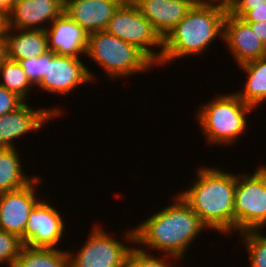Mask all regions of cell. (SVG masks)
Segmentation results:
<instances>
[{
  "mask_svg": "<svg viewBox=\"0 0 266 267\" xmlns=\"http://www.w3.org/2000/svg\"><path fill=\"white\" fill-rule=\"evenodd\" d=\"M157 255L160 254L157 253L155 256L154 253L150 254L142 251L135 245L129 253L127 267H182V265H175L177 264V261H183L180 257L167 254H161L160 256ZM172 260L175 262H172Z\"/></svg>",
  "mask_w": 266,
  "mask_h": 267,
  "instance_id": "obj_24",
  "label": "cell"
},
{
  "mask_svg": "<svg viewBox=\"0 0 266 267\" xmlns=\"http://www.w3.org/2000/svg\"><path fill=\"white\" fill-rule=\"evenodd\" d=\"M6 38L8 59L13 61L36 58L49 51L45 30L9 28Z\"/></svg>",
  "mask_w": 266,
  "mask_h": 267,
  "instance_id": "obj_18",
  "label": "cell"
},
{
  "mask_svg": "<svg viewBox=\"0 0 266 267\" xmlns=\"http://www.w3.org/2000/svg\"><path fill=\"white\" fill-rule=\"evenodd\" d=\"M8 59L7 38H0V66Z\"/></svg>",
  "mask_w": 266,
  "mask_h": 267,
  "instance_id": "obj_32",
  "label": "cell"
},
{
  "mask_svg": "<svg viewBox=\"0 0 266 267\" xmlns=\"http://www.w3.org/2000/svg\"><path fill=\"white\" fill-rule=\"evenodd\" d=\"M198 0H134L142 15L164 39Z\"/></svg>",
  "mask_w": 266,
  "mask_h": 267,
  "instance_id": "obj_16",
  "label": "cell"
},
{
  "mask_svg": "<svg viewBox=\"0 0 266 267\" xmlns=\"http://www.w3.org/2000/svg\"><path fill=\"white\" fill-rule=\"evenodd\" d=\"M227 10H252L253 7L266 6V0H223Z\"/></svg>",
  "mask_w": 266,
  "mask_h": 267,
  "instance_id": "obj_29",
  "label": "cell"
},
{
  "mask_svg": "<svg viewBox=\"0 0 266 267\" xmlns=\"http://www.w3.org/2000/svg\"><path fill=\"white\" fill-rule=\"evenodd\" d=\"M173 199L134 228L135 244L148 253L159 250L183 259L196 237L209 230L179 194Z\"/></svg>",
  "mask_w": 266,
  "mask_h": 267,
  "instance_id": "obj_1",
  "label": "cell"
},
{
  "mask_svg": "<svg viewBox=\"0 0 266 267\" xmlns=\"http://www.w3.org/2000/svg\"><path fill=\"white\" fill-rule=\"evenodd\" d=\"M200 106V107H199ZM198 106L196 122L208 144L233 145L248 128V115L255 110L234 92L217 94Z\"/></svg>",
  "mask_w": 266,
  "mask_h": 267,
  "instance_id": "obj_4",
  "label": "cell"
},
{
  "mask_svg": "<svg viewBox=\"0 0 266 267\" xmlns=\"http://www.w3.org/2000/svg\"><path fill=\"white\" fill-rule=\"evenodd\" d=\"M245 23L250 25L258 39L266 46V21Z\"/></svg>",
  "mask_w": 266,
  "mask_h": 267,
  "instance_id": "obj_30",
  "label": "cell"
},
{
  "mask_svg": "<svg viewBox=\"0 0 266 267\" xmlns=\"http://www.w3.org/2000/svg\"><path fill=\"white\" fill-rule=\"evenodd\" d=\"M119 6L111 0H64V12L89 34L105 31Z\"/></svg>",
  "mask_w": 266,
  "mask_h": 267,
  "instance_id": "obj_17",
  "label": "cell"
},
{
  "mask_svg": "<svg viewBox=\"0 0 266 267\" xmlns=\"http://www.w3.org/2000/svg\"><path fill=\"white\" fill-rule=\"evenodd\" d=\"M44 198L47 197L41 198L30 212L21 240L31 247L58 248L67 234L65 218L54 204L51 206Z\"/></svg>",
  "mask_w": 266,
  "mask_h": 267,
  "instance_id": "obj_10",
  "label": "cell"
},
{
  "mask_svg": "<svg viewBox=\"0 0 266 267\" xmlns=\"http://www.w3.org/2000/svg\"><path fill=\"white\" fill-rule=\"evenodd\" d=\"M57 106V107H56ZM49 108L34 109L24 102L16 110L4 114L0 117V147L15 148V140L23 135L40 131L44 124L56 118H60L65 113L60 105Z\"/></svg>",
  "mask_w": 266,
  "mask_h": 267,
  "instance_id": "obj_11",
  "label": "cell"
},
{
  "mask_svg": "<svg viewBox=\"0 0 266 267\" xmlns=\"http://www.w3.org/2000/svg\"><path fill=\"white\" fill-rule=\"evenodd\" d=\"M86 57L99 65L108 81L123 77L128 79L137 73L153 70L156 66L137 46L106 31L89 34Z\"/></svg>",
  "mask_w": 266,
  "mask_h": 267,
  "instance_id": "obj_5",
  "label": "cell"
},
{
  "mask_svg": "<svg viewBox=\"0 0 266 267\" xmlns=\"http://www.w3.org/2000/svg\"><path fill=\"white\" fill-rule=\"evenodd\" d=\"M30 83L35 87L44 76V54L19 61Z\"/></svg>",
  "mask_w": 266,
  "mask_h": 267,
  "instance_id": "obj_26",
  "label": "cell"
},
{
  "mask_svg": "<svg viewBox=\"0 0 266 267\" xmlns=\"http://www.w3.org/2000/svg\"><path fill=\"white\" fill-rule=\"evenodd\" d=\"M111 1H114L115 3L119 4L120 6L127 5V4L134 2V0H111Z\"/></svg>",
  "mask_w": 266,
  "mask_h": 267,
  "instance_id": "obj_34",
  "label": "cell"
},
{
  "mask_svg": "<svg viewBox=\"0 0 266 267\" xmlns=\"http://www.w3.org/2000/svg\"><path fill=\"white\" fill-rule=\"evenodd\" d=\"M45 32L49 51L74 58H82V55L86 57L89 33L65 12L58 16Z\"/></svg>",
  "mask_w": 266,
  "mask_h": 267,
  "instance_id": "obj_15",
  "label": "cell"
},
{
  "mask_svg": "<svg viewBox=\"0 0 266 267\" xmlns=\"http://www.w3.org/2000/svg\"><path fill=\"white\" fill-rule=\"evenodd\" d=\"M67 251L24 245L13 267H69Z\"/></svg>",
  "mask_w": 266,
  "mask_h": 267,
  "instance_id": "obj_21",
  "label": "cell"
},
{
  "mask_svg": "<svg viewBox=\"0 0 266 267\" xmlns=\"http://www.w3.org/2000/svg\"><path fill=\"white\" fill-rule=\"evenodd\" d=\"M23 246L24 243L18 235L0 229V266L6 264L13 267Z\"/></svg>",
  "mask_w": 266,
  "mask_h": 267,
  "instance_id": "obj_25",
  "label": "cell"
},
{
  "mask_svg": "<svg viewBox=\"0 0 266 267\" xmlns=\"http://www.w3.org/2000/svg\"><path fill=\"white\" fill-rule=\"evenodd\" d=\"M196 174L189 189L178 194L208 230L230 236L234 233L236 174L206 165L196 170Z\"/></svg>",
  "mask_w": 266,
  "mask_h": 267,
  "instance_id": "obj_3",
  "label": "cell"
},
{
  "mask_svg": "<svg viewBox=\"0 0 266 267\" xmlns=\"http://www.w3.org/2000/svg\"><path fill=\"white\" fill-rule=\"evenodd\" d=\"M81 60L47 51L44 53V76L37 87L44 92L63 96L78 86L97 81L94 71L92 73Z\"/></svg>",
  "mask_w": 266,
  "mask_h": 267,
  "instance_id": "obj_9",
  "label": "cell"
},
{
  "mask_svg": "<svg viewBox=\"0 0 266 267\" xmlns=\"http://www.w3.org/2000/svg\"><path fill=\"white\" fill-rule=\"evenodd\" d=\"M227 12L244 22L266 21V6L253 7L252 10H227Z\"/></svg>",
  "mask_w": 266,
  "mask_h": 267,
  "instance_id": "obj_28",
  "label": "cell"
},
{
  "mask_svg": "<svg viewBox=\"0 0 266 267\" xmlns=\"http://www.w3.org/2000/svg\"><path fill=\"white\" fill-rule=\"evenodd\" d=\"M9 31L8 12L0 10V38H6Z\"/></svg>",
  "mask_w": 266,
  "mask_h": 267,
  "instance_id": "obj_31",
  "label": "cell"
},
{
  "mask_svg": "<svg viewBox=\"0 0 266 267\" xmlns=\"http://www.w3.org/2000/svg\"><path fill=\"white\" fill-rule=\"evenodd\" d=\"M15 148L0 147V193L15 191L29 184L36 175L28 176L21 155ZM23 165V166H22Z\"/></svg>",
  "mask_w": 266,
  "mask_h": 267,
  "instance_id": "obj_20",
  "label": "cell"
},
{
  "mask_svg": "<svg viewBox=\"0 0 266 267\" xmlns=\"http://www.w3.org/2000/svg\"><path fill=\"white\" fill-rule=\"evenodd\" d=\"M253 174H236L234 233L263 230L266 227V165Z\"/></svg>",
  "mask_w": 266,
  "mask_h": 267,
  "instance_id": "obj_7",
  "label": "cell"
},
{
  "mask_svg": "<svg viewBox=\"0 0 266 267\" xmlns=\"http://www.w3.org/2000/svg\"><path fill=\"white\" fill-rule=\"evenodd\" d=\"M24 102L25 101L17 94L0 85V117L6 113L16 110Z\"/></svg>",
  "mask_w": 266,
  "mask_h": 267,
  "instance_id": "obj_27",
  "label": "cell"
},
{
  "mask_svg": "<svg viewBox=\"0 0 266 267\" xmlns=\"http://www.w3.org/2000/svg\"><path fill=\"white\" fill-rule=\"evenodd\" d=\"M223 41L238 66L266 57V46L250 25L230 13L225 16Z\"/></svg>",
  "mask_w": 266,
  "mask_h": 267,
  "instance_id": "obj_14",
  "label": "cell"
},
{
  "mask_svg": "<svg viewBox=\"0 0 266 267\" xmlns=\"http://www.w3.org/2000/svg\"><path fill=\"white\" fill-rule=\"evenodd\" d=\"M246 73V82L240 91L234 92L244 103L255 110L266 101V57L240 65Z\"/></svg>",
  "mask_w": 266,
  "mask_h": 267,
  "instance_id": "obj_19",
  "label": "cell"
},
{
  "mask_svg": "<svg viewBox=\"0 0 266 267\" xmlns=\"http://www.w3.org/2000/svg\"><path fill=\"white\" fill-rule=\"evenodd\" d=\"M14 0H0V10L8 12Z\"/></svg>",
  "mask_w": 266,
  "mask_h": 267,
  "instance_id": "obj_33",
  "label": "cell"
},
{
  "mask_svg": "<svg viewBox=\"0 0 266 267\" xmlns=\"http://www.w3.org/2000/svg\"><path fill=\"white\" fill-rule=\"evenodd\" d=\"M41 182L42 178L35 176L20 189L0 193V229L20 238L24 235L29 214L40 200L34 192H37Z\"/></svg>",
  "mask_w": 266,
  "mask_h": 267,
  "instance_id": "obj_12",
  "label": "cell"
},
{
  "mask_svg": "<svg viewBox=\"0 0 266 267\" xmlns=\"http://www.w3.org/2000/svg\"><path fill=\"white\" fill-rule=\"evenodd\" d=\"M105 31L137 46L156 65L159 64L163 50V39L134 3L119 6L109 20ZM156 48L158 52L155 51Z\"/></svg>",
  "mask_w": 266,
  "mask_h": 267,
  "instance_id": "obj_8",
  "label": "cell"
},
{
  "mask_svg": "<svg viewBox=\"0 0 266 267\" xmlns=\"http://www.w3.org/2000/svg\"><path fill=\"white\" fill-rule=\"evenodd\" d=\"M63 12L64 0H14L8 11L9 28L46 30Z\"/></svg>",
  "mask_w": 266,
  "mask_h": 267,
  "instance_id": "obj_13",
  "label": "cell"
},
{
  "mask_svg": "<svg viewBox=\"0 0 266 267\" xmlns=\"http://www.w3.org/2000/svg\"><path fill=\"white\" fill-rule=\"evenodd\" d=\"M227 13L223 0H198L163 39L162 56L156 67L187 56L201 55L216 39L223 41Z\"/></svg>",
  "mask_w": 266,
  "mask_h": 267,
  "instance_id": "obj_2",
  "label": "cell"
},
{
  "mask_svg": "<svg viewBox=\"0 0 266 267\" xmlns=\"http://www.w3.org/2000/svg\"><path fill=\"white\" fill-rule=\"evenodd\" d=\"M262 231L249 230L238 234L248 253L249 267H266V235Z\"/></svg>",
  "mask_w": 266,
  "mask_h": 267,
  "instance_id": "obj_23",
  "label": "cell"
},
{
  "mask_svg": "<svg viewBox=\"0 0 266 267\" xmlns=\"http://www.w3.org/2000/svg\"><path fill=\"white\" fill-rule=\"evenodd\" d=\"M0 85L17 94L25 102L34 88L20 63L10 59L0 66Z\"/></svg>",
  "mask_w": 266,
  "mask_h": 267,
  "instance_id": "obj_22",
  "label": "cell"
},
{
  "mask_svg": "<svg viewBox=\"0 0 266 267\" xmlns=\"http://www.w3.org/2000/svg\"><path fill=\"white\" fill-rule=\"evenodd\" d=\"M91 229L77 252L67 251L69 267H127L129 253L135 246L134 228L126 231L124 238L122 235L124 243L106 233L102 225L95 224Z\"/></svg>",
  "mask_w": 266,
  "mask_h": 267,
  "instance_id": "obj_6",
  "label": "cell"
}]
</instances>
